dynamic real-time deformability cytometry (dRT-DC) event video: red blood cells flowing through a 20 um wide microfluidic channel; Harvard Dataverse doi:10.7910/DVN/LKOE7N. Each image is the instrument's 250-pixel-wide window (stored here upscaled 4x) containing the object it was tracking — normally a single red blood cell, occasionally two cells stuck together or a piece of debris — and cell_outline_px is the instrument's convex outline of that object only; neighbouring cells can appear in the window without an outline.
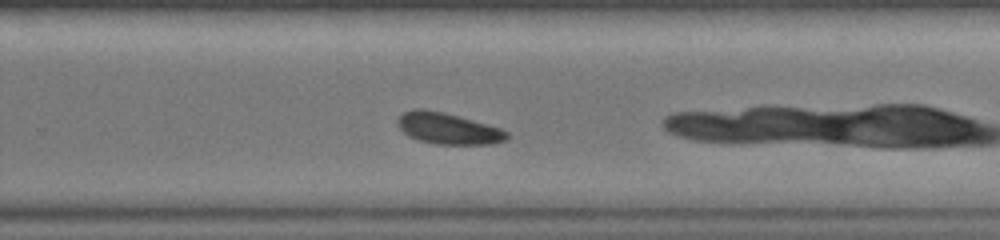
{"species": "common noctule bat (a hibernating species)", "species_latin": "Nyctalus noctula", "temperature_condition": "warm", "stored_images_in_passage": 25, "camera_frame_rate_fps": 3000, "um_per_image_px": 0.085, "animal": {"sex": "female", "body_mass_g": 19.0, "forearm_length_mm": 51.5}, "frame": {"image": 1, "passage_image": 16, "time_ms": 5.0, "image_size_px": [1000, 240], "cell_outline_px": [[508, 140], [492, 144], [436, 144], [420, 140], [408, 136], [396, 124], [396, 120], [404, 112], [416, 108], [424, 108], [444, 112], [500, 128], [508, 132]], "centroid_in_image_um": [38.07, 10.92], "position_along_channel_um": 291.7, "area_um2": 19.88}}
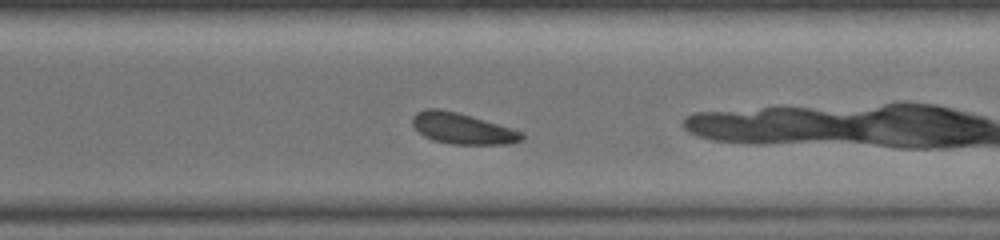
{"frame": {"image": 2, "passage_image": 18, "time_ms": 5.667, "image_size_px": [1000, 240], "cell_outline_px": [[524, 140], [508, 144], [452, 144], [432, 140], [424, 136], [412, 124], [412, 116], [416, 112], [424, 108], [440, 108], [472, 116], [512, 128], [520, 132], [524, 136]], "centroid_in_image_um": [39.28, 10.91], "position_along_channel_um": 331.3, "area_um2": 19.77}}
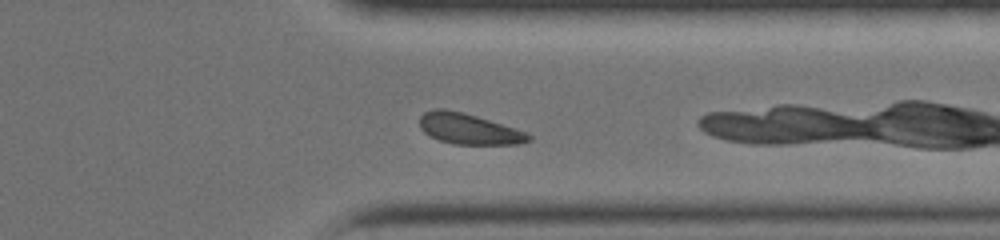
{"frame": {"image": 3, "passage_image": 20, "time_ms": 6.333, "image_size_px": [1000, 240], "cell_outline_px": [[532, 140], [520, 144], [456, 144], [440, 140], [424, 132], [420, 128], [420, 116], [424, 112], [436, 108], [444, 108], [464, 112], [516, 128], [528, 132], [532, 136]], "centroid_in_image_um": [39.88, 10.94], "position_along_channel_um": 371.5, "area_um2": 19.59}}